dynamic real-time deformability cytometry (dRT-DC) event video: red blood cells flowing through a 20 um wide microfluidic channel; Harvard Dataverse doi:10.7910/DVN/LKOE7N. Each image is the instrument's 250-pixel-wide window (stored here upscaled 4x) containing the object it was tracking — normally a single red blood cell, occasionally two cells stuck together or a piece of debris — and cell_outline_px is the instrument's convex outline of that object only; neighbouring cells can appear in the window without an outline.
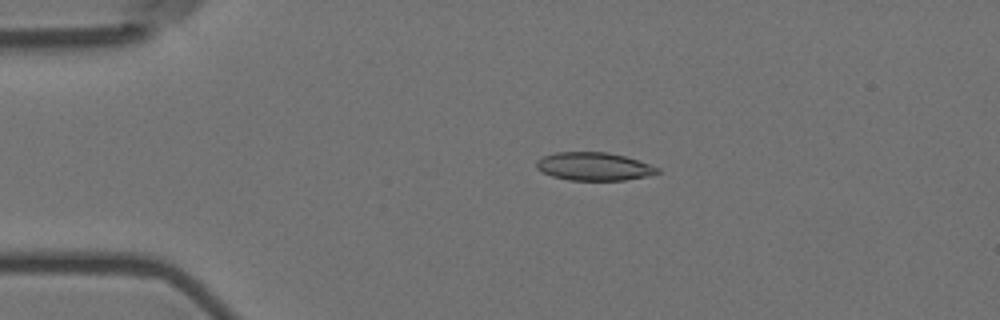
{"species": "Egyptian fruit bat (a non-hibernating species)", "species_latin": "Rousettus aegyptiacus", "temperature_condition": "room temperature", "stored_images_in_passage": 57, "camera_frame_rate_fps": 3000, "um_per_image_px": 0.085, "animal": {"sex": "female"}, "frame": {"image": 1, "passage_image": 12, "time_ms": 3.667, "image_size_px": [1000, 320], "cell_outline_px": [[660, 172], [648, 176], [624, 180], [568, 180], [552, 176], [536, 168], [536, 160], [544, 156], [556, 152], [608, 152], [624, 156], [660, 168]], "centroid_in_image_um": [50.47, 14.15], "position_along_channel_um": 34.5, "area_um2": 19.71}}
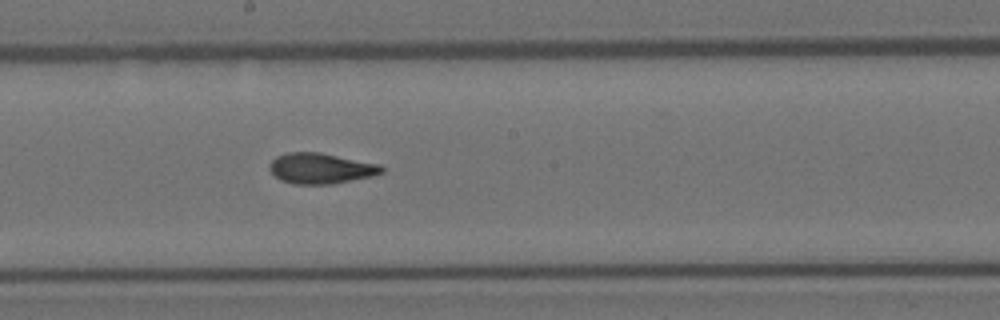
{"frame": {"image": 2, "passage_image": 31, "time_ms": 10.0, "image_size_px": [1000, 320], "cell_outline_px": [[384, 172], [372, 176], [332, 184], [292, 184], [280, 180], [268, 168], [272, 160], [276, 156], [288, 152], [320, 152], [380, 164], [384, 168]], "centroid_in_image_um": [27.27, 14.31], "position_along_channel_um": 220.9, "area_um2": 20.06}}
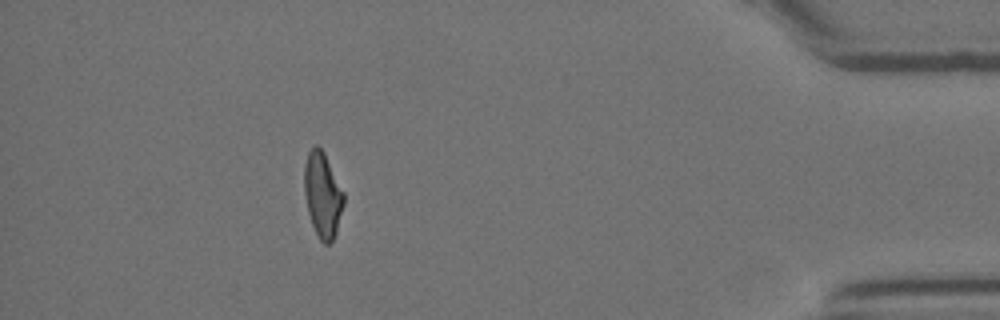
{"frame": {"image": 3, "passage_image": 51, "time_ms": 16.667, "image_size_px": [1000, 320], "cell_outline_px": [[344, 204], [336, 232], [332, 240], [328, 244], [324, 244], [320, 240], [312, 224], [308, 212], [304, 192], [304, 164], [308, 152], [316, 144], [324, 152], [344, 192]], "centroid_in_image_um": [27.42, 16.55], "position_along_channel_um": 407.8, "area_um2": 19.48}, "authors_computed_cell_mechanics": {"area_um2": 19.8832, "velocity_mm_per_s": 3.5783, "shape_relaxation_time_tau1_ms": 7.7713, "shape_relaxation_time_tau2_ms": 2.2334, "deformation_change_tau1": 0.187, "deformation_change_tau2": 0.0888}}